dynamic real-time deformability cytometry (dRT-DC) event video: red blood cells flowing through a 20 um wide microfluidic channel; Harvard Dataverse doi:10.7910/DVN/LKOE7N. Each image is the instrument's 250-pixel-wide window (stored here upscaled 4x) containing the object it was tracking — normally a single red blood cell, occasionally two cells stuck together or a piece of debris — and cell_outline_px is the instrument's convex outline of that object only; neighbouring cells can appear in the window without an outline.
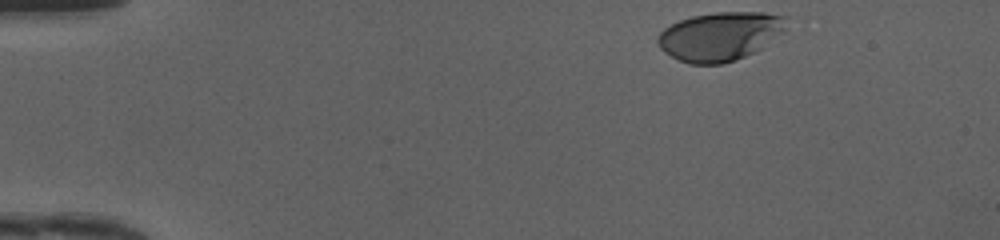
{"species": "human", "species_latin": "Homo sapiens", "temperature_condition": "cold", "stored_images_in_passage": 36, "camera_frame_rate_fps": 3000, "um_per_image_px": 0.085, "donor": {"sex": "female"}, "frame": {"image": 1, "passage_image": 1, "time_ms": 0.0, "image_size_px": [1000, 240], "cell_outline_px": [[788, 28], [784, 32], [756, 52], [736, 60], [720, 64], [688, 64], [664, 52], [656, 44], [656, 36], [664, 28], [680, 20], [692, 16], [716, 12], [764, 12], [788, 16]], "centroid_in_image_um": [61.24, 3.08], "position_along_channel_um": 23.8, "area_um2": 37.05}}
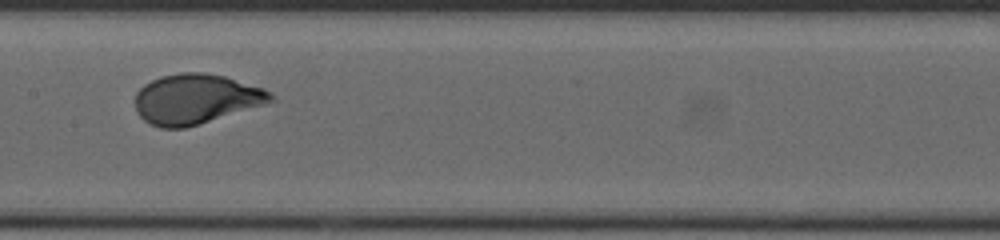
{"frame": {"image": 2, "passage_image": 20, "time_ms": 6.333, "image_size_px": [1000, 240], "cell_outline_px": [[276, 100], [264, 104], [200, 124], [184, 128], [160, 128], [144, 120], [136, 112], [136, 92], [144, 84], [160, 76], [180, 72], [204, 72], [224, 76], [264, 88], [272, 92], [276, 96]], "centroid_in_image_um": [16.66, 8.41], "position_along_channel_um": 190.7, "area_um2": 39.54}}
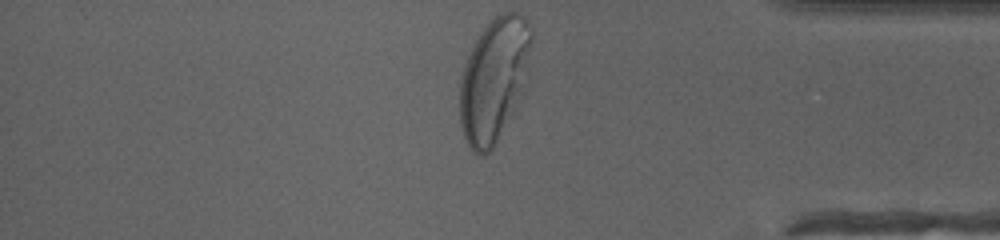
{"frame": {"image": 3, "passage_image": 36, "time_ms": 11.667, "image_size_px": [1000, 240], "cell_outline_px": [[532, 36], [520, 88], [512, 112], [492, 148], [484, 156], [480, 156], [472, 152], [464, 136], [460, 124], [460, 76], [464, 64], [480, 32], [500, 12], [516, 12], [524, 16], [532, 32]], "centroid_in_image_um": [41.91, 6.76], "position_along_channel_um": 393.3, "area_um2": 49.88}, "authors_computed_cell_mechanics": {"area_um2": 38.2636, "velocity_mm_per_s": 4.154, "shape_relaxation_time_tau1_ms": 2.5781, "shape_relaxation_time_tau2_ms": null, "deformation_change_tau1": 0.1662, "deformation_change_tau2": null}}